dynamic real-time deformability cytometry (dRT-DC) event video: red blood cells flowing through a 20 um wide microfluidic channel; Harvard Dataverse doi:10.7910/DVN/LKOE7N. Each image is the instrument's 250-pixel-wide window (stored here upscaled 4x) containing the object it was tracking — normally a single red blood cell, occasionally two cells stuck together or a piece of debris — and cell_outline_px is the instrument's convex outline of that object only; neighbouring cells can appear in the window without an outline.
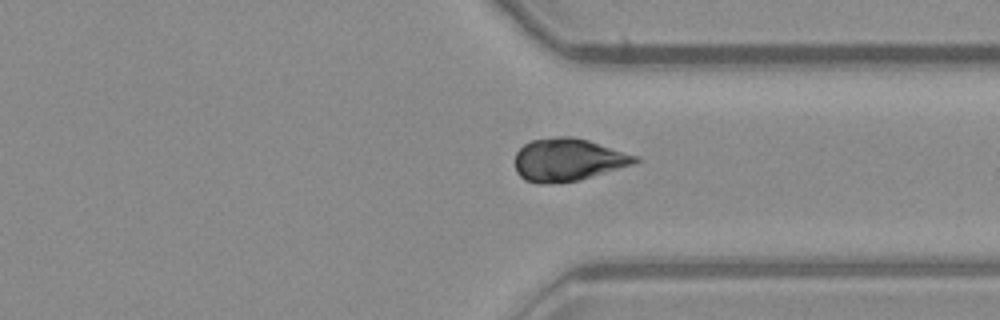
{"species": "common noctule bat (a hibernating species)", "species_latin": "Nyctalus noctula", "temperature_condition": "warm", "stored_images_in_passage": 50, "camera_frame_rate_fps": 3000, "um_per_image_px": 0.085, "animal": {"sex": "male", "body_mass_g": 23.1, "forearm_length_mm": 52.7}, "frame": {"image": 1, "passage_image": 37, "time_ms": 12.0, "image_size_px": [1000, 320], "cell_outline_px": [[640, 160], [632, 164], [580, 180], [544, 184], [536, 184], [524, 180], [516, 172], [516, 152], [524, 144], [532, 140], [556, 136], [572, 136], [588, 140], [640, 156]], "centroid_in_image_um": [48.27, 13.58], "position_along_channel_um": 363.1, "area_um2": 29.94}}
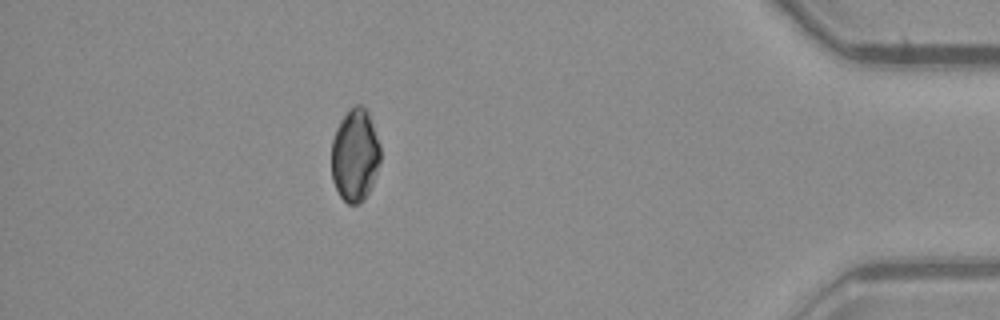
{"frame": {"image": 2, "passage_image": 44, "time_ms": 14.333, "image_size_px": [1000, 320], "cell_outline_px": [[380, 160], [372, 184], [364, 200], [360, 204], [348, 204], [340, 196], [332, 180], [332, 140], [336, 128], [340, 120], [356, 104], [360, 104], [368, 112], [380, 144]], "centroid_in_image_um": [30.17, 13.21], "position_along_channel_um": 405.0, "area_um2": 26.24}}